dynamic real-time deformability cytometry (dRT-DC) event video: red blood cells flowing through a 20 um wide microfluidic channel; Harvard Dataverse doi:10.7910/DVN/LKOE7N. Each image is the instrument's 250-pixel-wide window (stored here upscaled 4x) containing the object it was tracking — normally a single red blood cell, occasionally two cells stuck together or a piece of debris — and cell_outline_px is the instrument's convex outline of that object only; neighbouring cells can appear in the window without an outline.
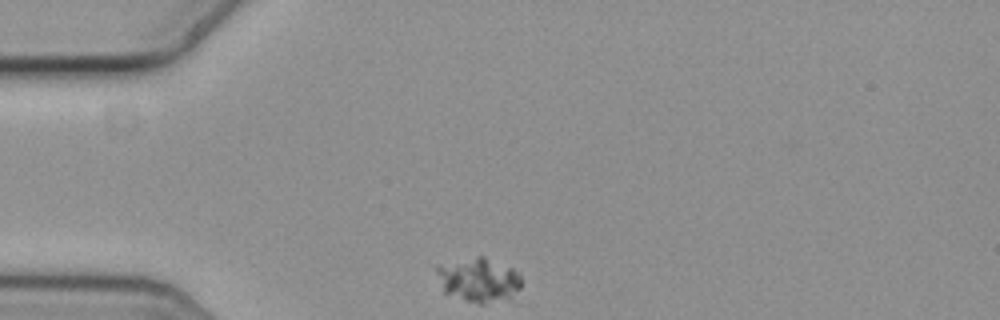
{"species": "common noctule bat (a hibernating species)", "species_latin": "Nyctalus noctula", "temperature_condition": "cold", "stored_images_in_passage": 34, "camera_frame_rate_fps": 3000, "um_per_image_px": 0.085, "animal": {"sex": "female", "body_mass_g": 19.3, "forearm_length_mm": 54.1}, "frame": {"image": 1, "passage_image": 1, "time_ms": 0.0, "image_size_px": [1000, 320], "cell_outline_px": [[520, 304], [480, 304], [464, 300], [444, 292], [436, 268], [436, 264], [476, 256], [484, 256], [512, 268], [520, 276]], "centroid_in_image_um": [40.83, 23.87], "position_along_channel_um": 44.2, "area_um2": 23.06}}
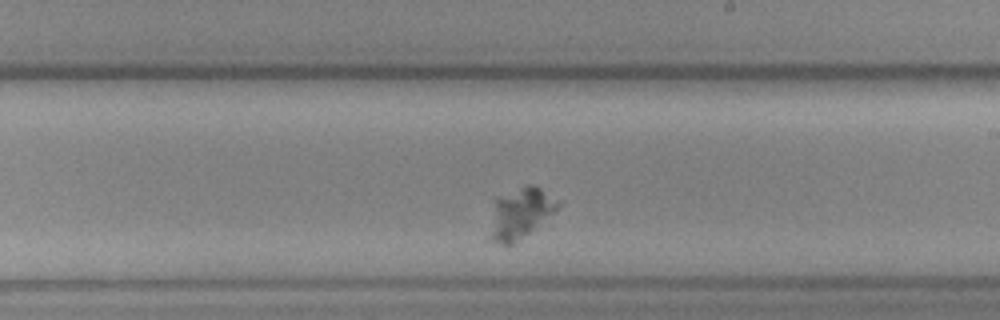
{"frame": {"image": 2, "passage_image": 21, "time_ms": 6.667, "image_size_px": [1000, 320], "cell_outline_px": [[560, 204], [552, 212], [528, 232], [512, 244], [504, 244], [484, 240], [496, 196], [532, 184], [540, 188], [560, 200]], "centroid_in_image_um": [44.1, 18.15], "position_along_channel_um": 244.9, "area_um2": 20.0}}
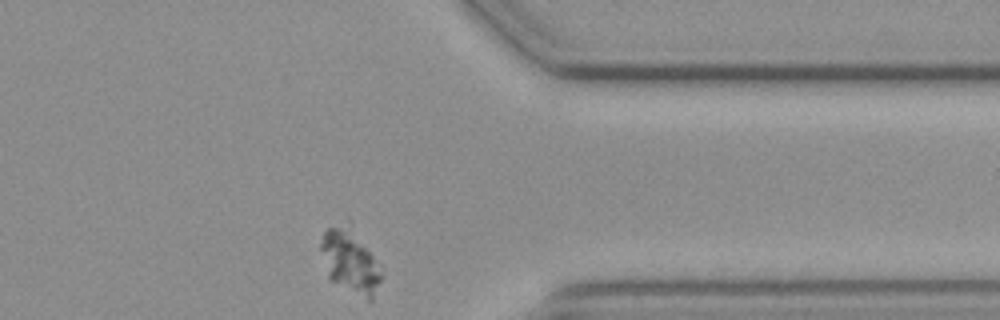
{"frame": {"image": 3, "passage_image": 34, "time_ms": 11.0, "image_size_px": [1000, 320], "cell_outline_px": [[384, 276], [372, 300], [368, 300], [328, 280], [320, 248], [320, 244], [324, 232], [328, 228], [348, 216], [352, 220]], "centroid_in_image_um": [29.75, 22.1], "position_along_channel_um": 381.6, "area_um2": 23.47}}